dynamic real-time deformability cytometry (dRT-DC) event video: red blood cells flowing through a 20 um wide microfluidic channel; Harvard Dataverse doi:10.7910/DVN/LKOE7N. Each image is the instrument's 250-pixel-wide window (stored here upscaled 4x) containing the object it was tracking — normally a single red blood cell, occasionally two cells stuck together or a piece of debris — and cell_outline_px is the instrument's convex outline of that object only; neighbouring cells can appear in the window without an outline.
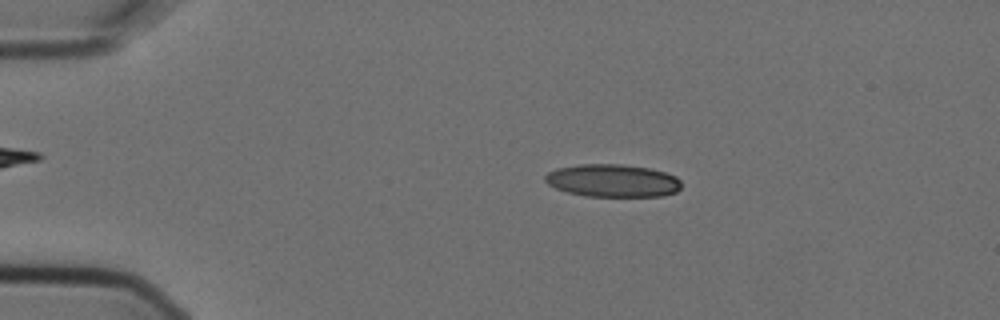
{"species": "Egyptian fruit bat (a non-hibernating species)", "species_latin": "Rousettus aegyptiacus", "temperature_condition": "cold", "stored_images_in_passage": 7, "camera_frame_rate_fps": 3000, "um_per_image_px": 0.085, "animal": {"sex": "female"}, "frame": {"image": 1, "passage_image": 1, "time_ms": 0.0, "image_size_px": [1000, 320], "cell_outline_px": [[680, 188], [676, 192], [664, 196], [584, 196], [568, 192], [556, 188], [548, 184], [544, 180], [544, 176], [548, 172], [556, 168], [580, 164], [624, 164], [652, 168], [676, 176], [680, 180]], "centroid_in_image_um": [52.08, 15.34], "position_along_channel_um": 32.9, "area_um2": 26.18}}
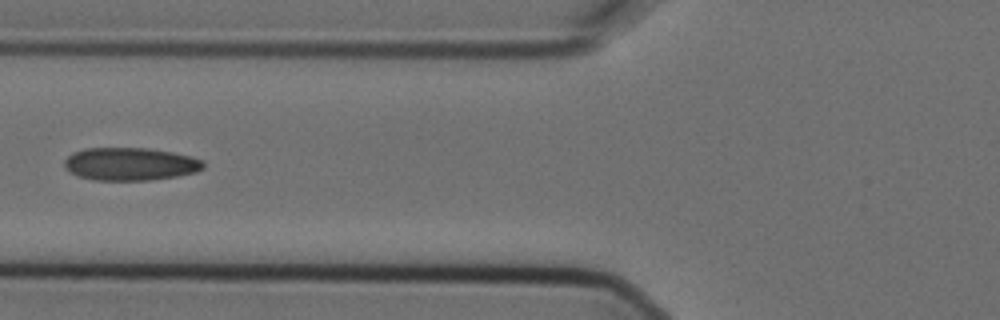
{"frame": {"image": 2, "passage_image": 4, "time_ms": 1.0, "image_size_px": [1000, 320], "cell_outline_px": [[204, 168], [196, 172], [176, 176], [148, 180], [92, 180], [76, 176], [68, 172], [64, 168], [64, 160], [72, 152], [84, 148], [148, 148], [172, 152], [204, 160]], "centroid_in_image_um": [11.01, 13.94], "position_along_channel_um": 114.8, "area_um2": 26.82}}
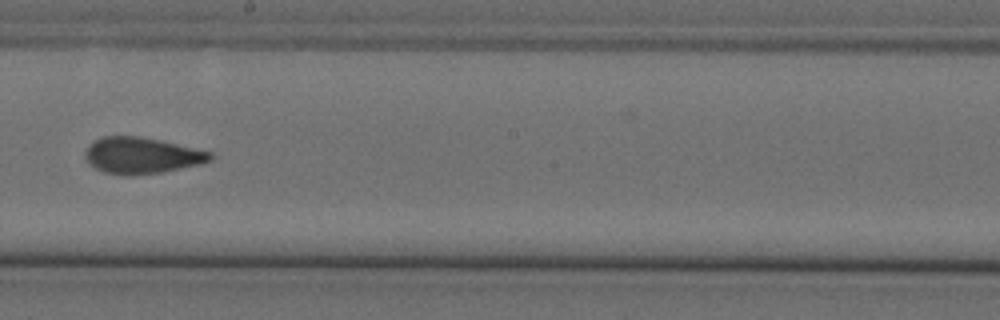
{"frame": {"image": 3, "passage_image": 7, "time_ms": 2.0, "image_size_px": [1000, 320], "cell_outline_px": [[212, 160], [200, 164], [164, 172], [132, 176], [128, 176], [104, 172], [88, 164], [84, 156], [84, 152], [96, 140], [104, 136], [140, 136], [160, 140], [212, 152]], "centroid_in_image_um": [12.05, 13.23], "position_along_channel_um": 236.2, "area_um2": 26.47}}